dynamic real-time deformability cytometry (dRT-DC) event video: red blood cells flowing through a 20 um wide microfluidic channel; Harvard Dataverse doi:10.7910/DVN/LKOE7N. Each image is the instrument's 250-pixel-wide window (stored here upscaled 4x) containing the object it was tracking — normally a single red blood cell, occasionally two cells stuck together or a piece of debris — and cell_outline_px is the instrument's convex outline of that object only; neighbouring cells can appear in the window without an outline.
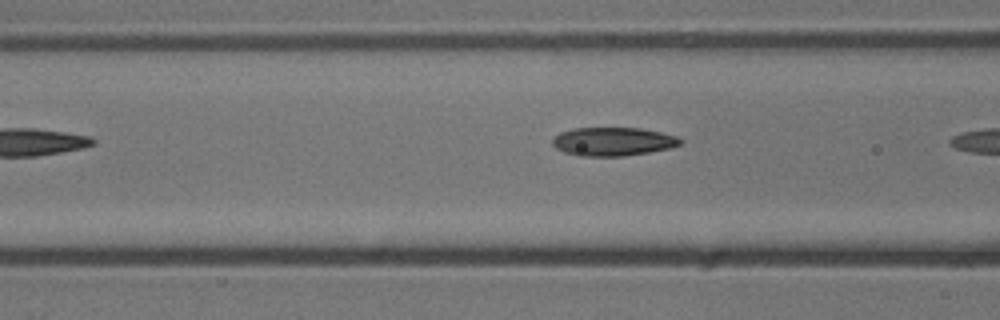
{"species": "common noctule bat (a hibernating species)", "species_latin": "Nyctalus noctula", "temperature_condition": "cold", "stored_images_in_passage": 6, "camera_frame_rate_fps": 3000, "um_per_image_px": 0.085, "animal": {"sex": "male", "body_mass_g": 13.3}, "frame": {"image": 1, "passage_image": 5, "time_ms": 1.333, "image_size_px": [1000, 320], "cell_outline_px": [[684, 140], [680, 144], [672, 148], [624, 156], [580, 156], [564, 152], [556, 148], [552, 144], [552, 140], [560, 132], [572, 128], [640, 128], [660, 132], [676, 136]], "centroid_in_image_um": [52.11, 12.03], "position_along_channel_um": 114.5, "area_um2": 21.27}}